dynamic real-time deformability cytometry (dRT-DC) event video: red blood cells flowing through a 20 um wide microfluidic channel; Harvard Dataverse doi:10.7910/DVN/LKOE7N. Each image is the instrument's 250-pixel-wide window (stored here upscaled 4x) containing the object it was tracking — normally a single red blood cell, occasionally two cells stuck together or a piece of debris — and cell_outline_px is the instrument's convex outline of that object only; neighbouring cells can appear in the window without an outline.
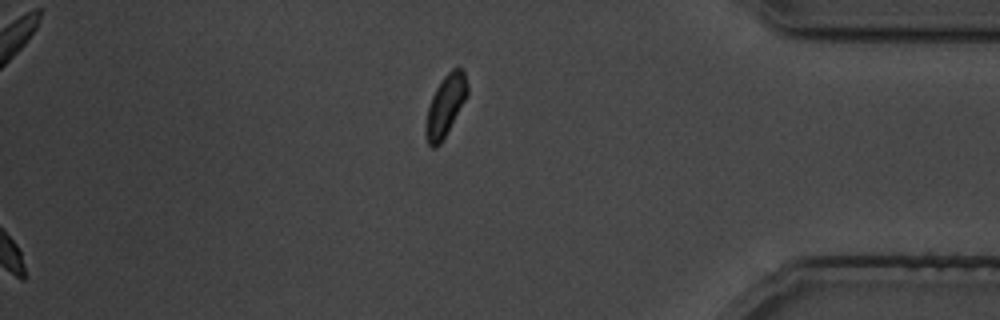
{"species": "common noctule bat (a hibernating species)", "species_latin": "Nyctalus noctula", "temperature_condition": "cold", "stored_images_in_passage": 30, "camera_frame_rate_fps": 3000, "um_per_image_px": 0.085, "animal": {"sex": "male", "body_mass_g": 19.5, "forearm_length_mm": 54.6}, "frame": {"image": 1, "passage_image": 30, "time_ms": 34.333, "image_size_px": [1000, 320], "cell_outline_px": [[468, 92], [464, 100], [440, 144], [436, 148], [432, 148], [428, 144], [424, 132], [424, 128], [428, 108], [432, 96], [436, 88], [444, 76], [452, 68], [460, 68], [464, 72], [468, 84]], "centroid_in_image_um": [37.83, 8.99], "position_along_channel_um": 397.4, "area_um2": 14.51}}